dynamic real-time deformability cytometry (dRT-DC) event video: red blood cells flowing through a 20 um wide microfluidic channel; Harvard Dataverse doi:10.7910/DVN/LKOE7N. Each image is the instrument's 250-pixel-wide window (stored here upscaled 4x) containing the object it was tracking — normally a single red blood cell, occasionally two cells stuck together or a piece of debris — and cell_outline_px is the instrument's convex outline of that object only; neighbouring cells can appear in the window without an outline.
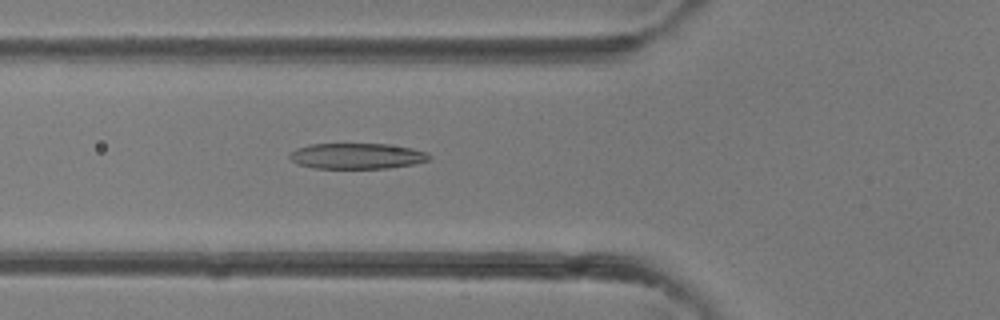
{"species": "common noctule bat (a hibernating species)", "species_latin": "Nyctalus noctula", "temperature_condition": "room temperature", "stored_images_in_passage": 40, "camera_frame_rate_fps": 3000, "um_per_image_px": 0.085, "animal": {"sex": "female"}, "frame": {"image": 1, "passage_image": 15, "time_ms": 4.667, "image_size_px": [1000, 320], "cell_outline_px": [[432, 156], [428, 160], [412, 164], [388, 168], [316, 168], [300, 164], [292, 160], [288, 156], [296, 148], [308, 144], [388, 144], [412, 148], [428, 152]], "centroid_in_image_um": [30.36, 13.25], "position_along_channel_um": 95.4, "area_um2": 20.81}}
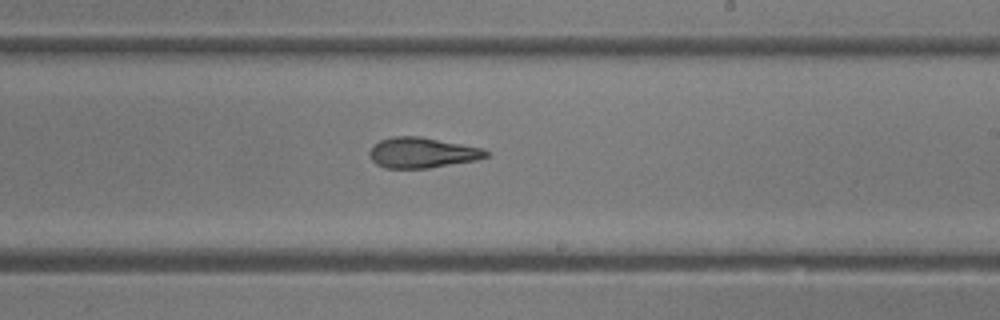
{"frame": {"image": 2, "passage_image": 24, "time_ms": 7.667, "image_size_px": [1000, 320], "cell_outline_px": [[488, 156], [476, 160], [428, 168], [384, 168], [376, 164], [372, 160], [368, 152], [372, 144], [380, 140], [392, 136], [420, 136], [484, 148], [488, 152]], "centroid_in_image_um": [35.85, 12.97], "position_along_channel_um": 253.2, "area_um2": 20.81}}
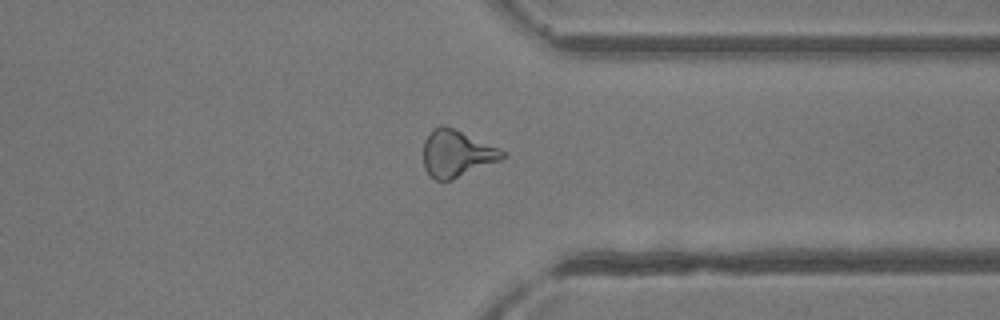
{"frame": {"image": 3, "passage_image": 31, "time_ms": 10.0, "image_size_px": [1000, 320], "cell_outline_px": [[504, 156], [500, 160], [452, 180], [436, 180], [424, 168], [424, 140], [432, 128], [440, 124], [444, 124], [500, 148], [504, 152]], "centroid_in_image_um": [38.79, 13.03], "position_along_channel_um": 372.6, "area_um2": 21.44}}